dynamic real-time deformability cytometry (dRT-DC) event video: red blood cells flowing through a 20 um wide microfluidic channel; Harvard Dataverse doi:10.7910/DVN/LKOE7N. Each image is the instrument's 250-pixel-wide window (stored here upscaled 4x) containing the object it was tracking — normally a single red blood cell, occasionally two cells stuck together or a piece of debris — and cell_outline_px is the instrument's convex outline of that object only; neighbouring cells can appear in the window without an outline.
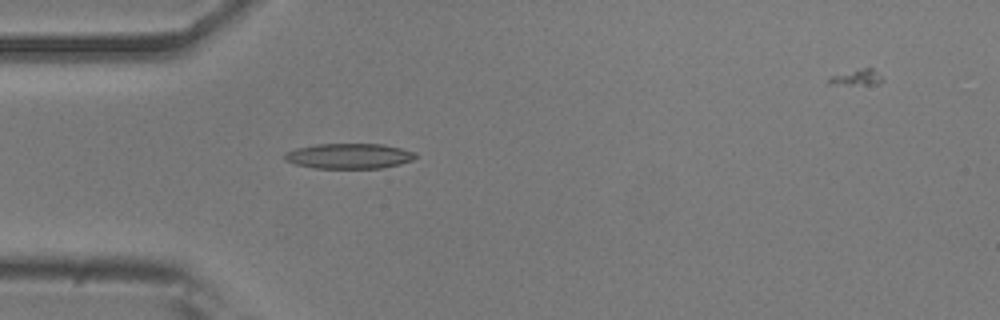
{"species": "common noctule bat (a hibernating species)", "species_latin": "Nyctalus noctula", "temperature_condition": "room temperature", "stored_images_in_passage": 40, "camera_frame_rate_fps": 3000, "um_per_image_px": 0.085, "animal": {"sex": "male", "body_mass_g": 20.5, "forearm_length_mm": 52.5}, "frame": {"image": 1, "passage_image": 1, "time_ms": 0.0, "image_size_px": [1000, 320], "cell_outline_px": [[416, 156], [412, 160], [400, 164], [384, 168], [312, 168], [296, 164], [284, 160], [284, 152], [296, 148], [316, 144], [380, 144], [400, 148], [416, 152]], "centroid_in_image_um": [29.65, 13.26], "position_along_channel_um": 55.4, "area_um2": 19.31}}
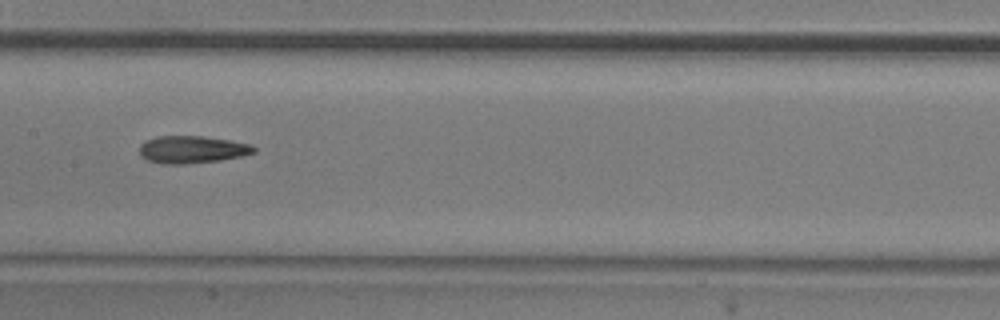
{"frame": {"image": 2, "passage_image": 12, "time_ms": 3.667, "image_size_px": [1000, 320], "cell_outline_px": [[256, 152], [240, 156], [220, 160], [188, 164], [160, 164], [148, 160], [140, 156], [140, 144], [144, 140], [156, 136], [204, 136], [252, 144], [256, 148]], "centroid_in_image_um": [16.3, 12.71], "position_along_channel_um": 191.1, "area_um2": 18.44}}
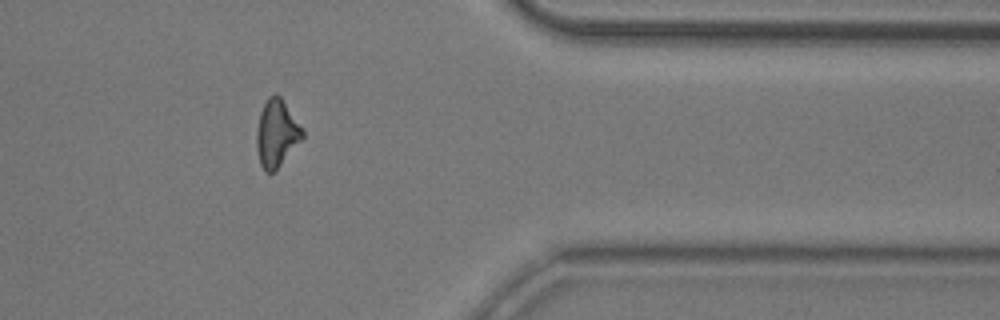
{"frame": {"image": 3, "passage_image": 29, "time_ms": 9.333, "image_size_px": [1000, 320], "cell_outline_px": [[304, 136], [280, 164], [272, 172], [264, 172], [260, 164], [256, 148], [256, 132], [260, 112], [268, 96], [276, 92], [280, 96], [304, 132]], "centroid_in_image_um": [23.47, 11.32], "position_along_channel_um": 387.9, "area_um2": 17.57}, "authors_computed_cell_mechanics": {"area_um2": 17.8602, "velocity_mm_per_s": 3.8027, "shape_relaxation_time_tau1_ms": 4.9149, "shape_relaxation_time_tau2_ms": 5.438, "deformation_change_tau1": 0.1566, "deformation_change_tau2": 0.1666}}